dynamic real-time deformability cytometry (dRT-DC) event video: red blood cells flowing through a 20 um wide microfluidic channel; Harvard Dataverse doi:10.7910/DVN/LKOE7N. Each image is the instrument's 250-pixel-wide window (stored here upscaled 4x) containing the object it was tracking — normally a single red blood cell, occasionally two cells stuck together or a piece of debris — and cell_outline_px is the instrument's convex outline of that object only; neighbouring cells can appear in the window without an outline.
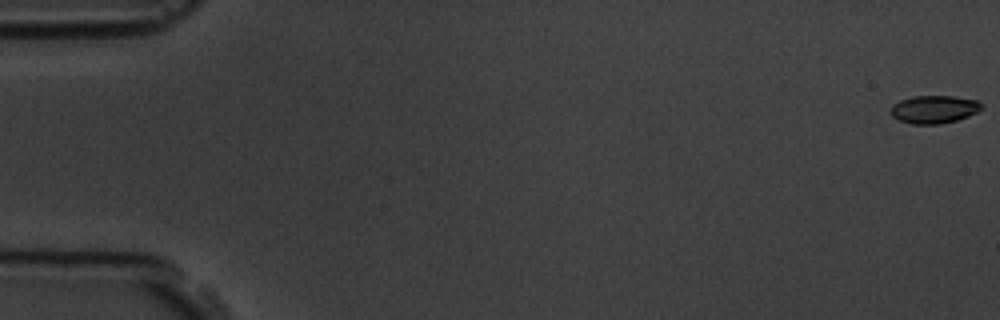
{"species": "common noctule bat (a hibernating species)", "species_latin": "Nyctalus noctula", "temperature_condition": "room temperature", "stored_images_in_passage": 57, "camera_frame_rate_fps": 3000, "um_per_image_px": 0.085, "animal": {"sex": "male", "body_mass_g": 19.5, "forearm_length_mm": 54.6}, "frame": {"image": 1, "passage_image": 1, "time_ms": 0.0, "image_size_px": [1000, 320], "cell_outline_px": [[984, 108], [968, 116], [956, 120], [940, 124], [912, 124], [900, 120], [892, 116], [892, 104], [900, 100], [912, 96], [952, 96], [976, 100], [984, 104]], "centroid_in_image_um": [79.42, 9.29], "position_along_channel_um": 5.6, "area_um2": 14.74}}
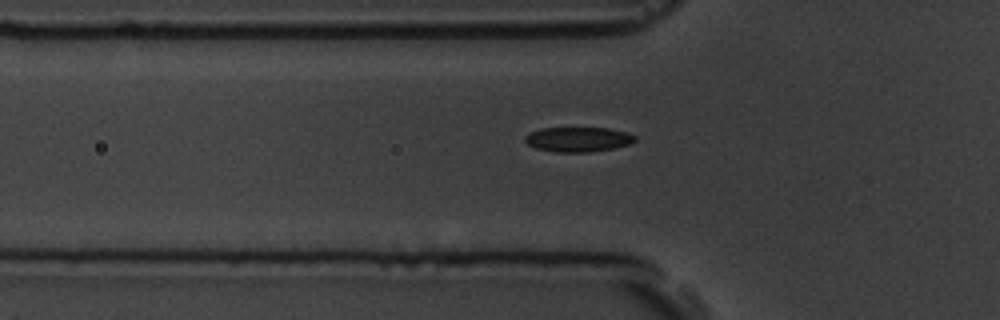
{"frame": {"image": 2, "passage_image": 20, "time_ms": 6.333, "image_size_px": [1000, 320], "cell_outline_px": [[636, 140], [628, 144], [612, 148], [588, 152], [556, 152], [536, 148], [528, 144], [524, 140], [524, 136], [528, 132], [540, 128], [608, 128], [624, 132], [636, 136]], "centroid_in_image_um": [49.08, 11.84], "position_along_channel_um": 76.7, "area_um2": 15.78}}
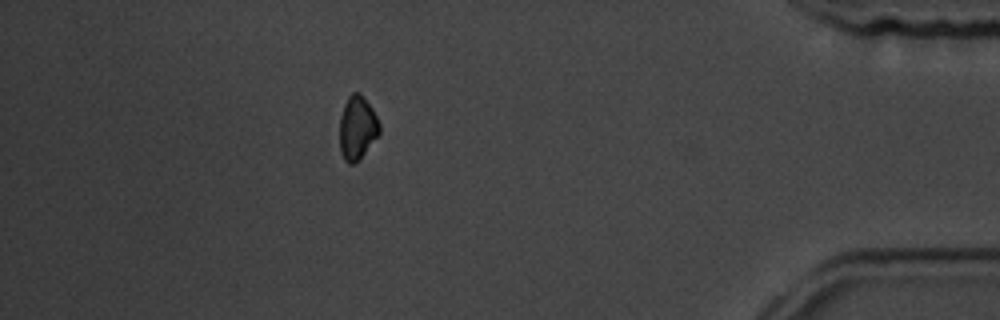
{"frame": {"image": 3, "passage_image": 51, "time_ms": 16.667, "image_size_px": [1000, 320], "cell_outline_px": [[380, 132], [356, 164], [348, 164], [344, 160], [340, 152], [340, 116], [344, 104], [348, 96], [352, 92], [360, 92], [372, 108], [380, 124]], "centroid_in_image_um": [30.35, 10.87], "position_along_channel_um": 404.8, "area_um2": 14.85}, "authors_computed_cell_mechanics": {"area_um2": 15.4904, "velocity_mm_per_s": 3.6308, "shape_relaxation_time_tau1_ms": 1.9423, "shape_relaxation_time_tau2_ms": null, "deformation_change_tau1": 0.0761, "deformation_change_tau2": null}}